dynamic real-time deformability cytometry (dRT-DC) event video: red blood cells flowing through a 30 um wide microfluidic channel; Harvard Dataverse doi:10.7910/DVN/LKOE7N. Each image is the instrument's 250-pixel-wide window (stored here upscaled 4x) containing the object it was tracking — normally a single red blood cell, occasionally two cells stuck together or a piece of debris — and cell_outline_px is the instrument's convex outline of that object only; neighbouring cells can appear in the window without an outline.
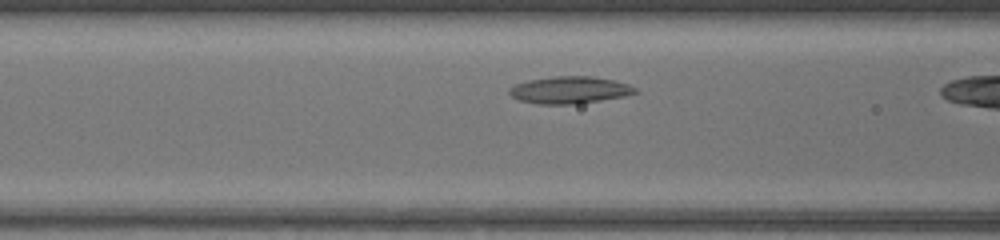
{"species": "common noctule bat (a hibernating species)", "species_latin": "Nyctalus noctula", "temperature_condition": "warm", "stored_images_in_passage": 7, "camera_frame_rate_fps": 3000, "um_per_image_px": 0.085, "animal": {"sex": "female", "body_mass_g": 17.0, "forearm_length_mm": 48.0}, "frame": {"image": 1, "passage_image": 6, "time_ms": 1.667, "image_size_px": [1000, 240], "cell_outline_px": [[636, 92], [624, 96], [576, 104], [540, 104], [520, 100], [512, 96], [508, 92], [516, 84], [528, 80], [556, 76], [588, 76], [612, 80], [628, 84], [636, 88]], "centroid_in_image_um": [48.41, 7.65], "position_along_channel_um": 118.2, "area_um2": 19.48}}